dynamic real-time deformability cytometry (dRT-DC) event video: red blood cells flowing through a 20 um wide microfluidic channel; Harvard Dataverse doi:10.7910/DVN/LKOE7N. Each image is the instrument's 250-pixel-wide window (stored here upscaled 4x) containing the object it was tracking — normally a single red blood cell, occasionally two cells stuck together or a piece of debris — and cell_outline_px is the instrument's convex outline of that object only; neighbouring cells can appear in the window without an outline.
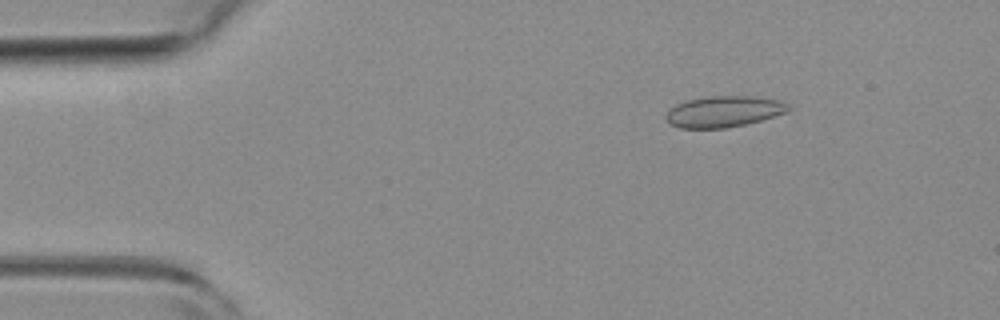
{"species": "common noctule bat (a hibernating species)", "species_latin": "Nyctalus noctula", "temperature_condition": "room temperature", "stored_images_in_passage": 4, "camera_frame_rate_fps": 3000, "um_per_image_px": 0.085, "animal": {"sex": "female", "body_mass_g": 19.3, "forearm_length_mm": 54.1}, "frame": {"image": 1, "passage_image": 2, "time_ms": 0.333, "image_size_px": [1000, 320], "cell_outline_px": [[792, 108], [788, 112], [760, 120], [744, 124], [724, 128], [680, 128], [668, 124], [664, 116], [676, 104], [688, 100], [708, 96], [756, 96], [780, 100], [788, 104]], "centroid_in_image_um": [61.53, 9.48], "position_along_channel_um": 23.5, "area_um2": 22.25}}